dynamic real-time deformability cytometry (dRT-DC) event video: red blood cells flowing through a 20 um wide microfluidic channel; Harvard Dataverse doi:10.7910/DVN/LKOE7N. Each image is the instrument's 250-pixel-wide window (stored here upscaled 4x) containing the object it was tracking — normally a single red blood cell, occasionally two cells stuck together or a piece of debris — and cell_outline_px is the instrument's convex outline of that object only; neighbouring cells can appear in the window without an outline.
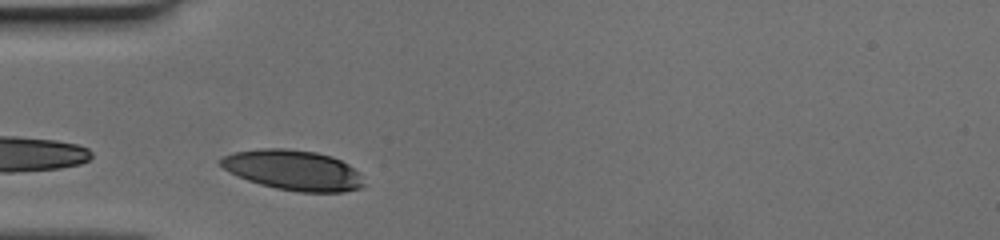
{"species": "human", "species_latin": "Homo sapiens", "temperature_condition": "cold", "stored_images_in_passage": 19, "camera_frame_rate_fps": 3000, "um_per_image_px": 0.085, "donor": {"sex": "female"}, "frame": {"image": 1, "passage_image": 1, "time_ms": 0.0, "image_size_px": [1000, 240], "cell_outline_px": [[364, 188], [344, 192], [300, 192], [276, 188], [260, 184], [248, 180], [224, 168], [220, 164], [220, 160], [224, 156], [232, 152], [260, 148], [284, 148], [316, 152], [332, 156], [348, 164], [356, 172], [364, 184]], "centroid_in_image_um": [24.93, 14.46], "position_along_channel_um": 60.1, "area_um2": 33.23}}
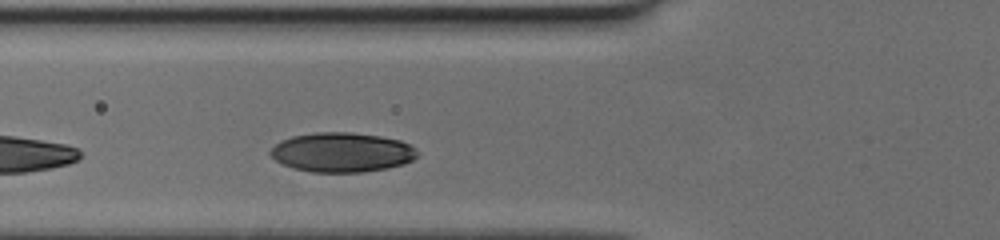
{"frame": {"image": 2, "passage_image": 4, "time_ms": 1.0, "image_size_px": [1000, 240], "cell_outline_px": [[420, 152], [412, 160], [404, 164], [388, 168], [364, 172], [312, 172], [292, 168], [276, 160], [268, 152], [280, 140], [292, 136], [316, 132], [352, 132], [380, 136], [400, 140], [416, 148]], "centroid_in_image_um": [29.08, 12.94], "position_along_channel_um": 96.7, "area_um2": 33.99}}
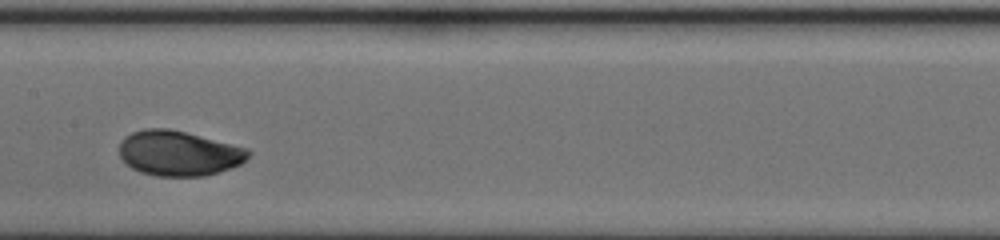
{"frame": {"image": 3, "passage_image": 11, "time_ms": 3.333, "image_size_px": [1000, 240], "cell_outline_px": [[252, 152], [240, 164], [232, 168], [204, 176], [156, 176], [140, 172], [132, 168], [120, 156], [120, 140], [124, 136], [132, 132], [144, 128], [168, 128], [248, 148]], "centroid_in_image_um": [15.18, 13.02], "position_along_channel_um": 192.2, "area_um2": 33.81}}